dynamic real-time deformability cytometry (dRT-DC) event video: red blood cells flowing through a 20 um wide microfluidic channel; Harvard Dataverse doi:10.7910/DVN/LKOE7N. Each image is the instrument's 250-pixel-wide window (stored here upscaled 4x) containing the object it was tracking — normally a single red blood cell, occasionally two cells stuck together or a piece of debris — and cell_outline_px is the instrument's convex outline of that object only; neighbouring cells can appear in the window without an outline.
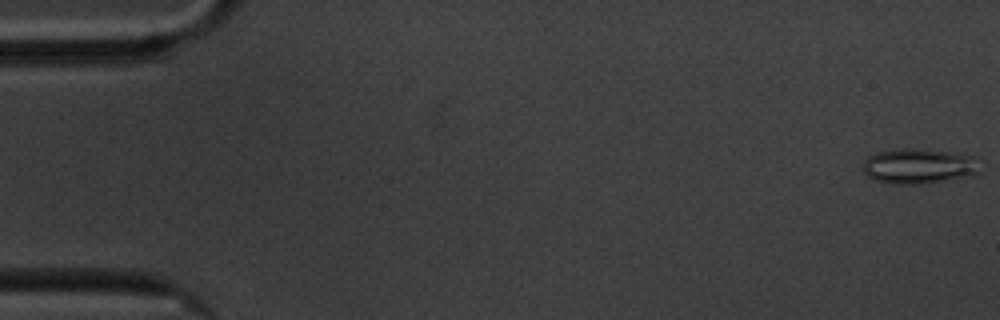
{"species": "common noctule bat (a hibernating species)", "species_latin": "Nyctalus noctula", "temperature_condition": "cold", "stored_images_in_passage": 59, "camera_frame_rate_fps": 3000, "um_per_image_px": 0.085, "animal": {"sex": "male", "body_mass_g": 20.1, "forearm_length_mm": 53.5}, "frame": {"image": 1, "passage_image": 1, "time_ms": 0.0, "image_size_px": [1000, 320], "cell_outline_px": [[980, 172], [972, 176], [920, 184], [892, 184], [876, 180], [868, 176], [864, 172], [864, 160], [868, 156], [880, 152], [904, 148], [916, 148], [960, 152], [972, 156]], "centroid_in_image_um": [78.11, 14.11], "position_along_channel_um": 6.9, "area_um2": 23.99}}
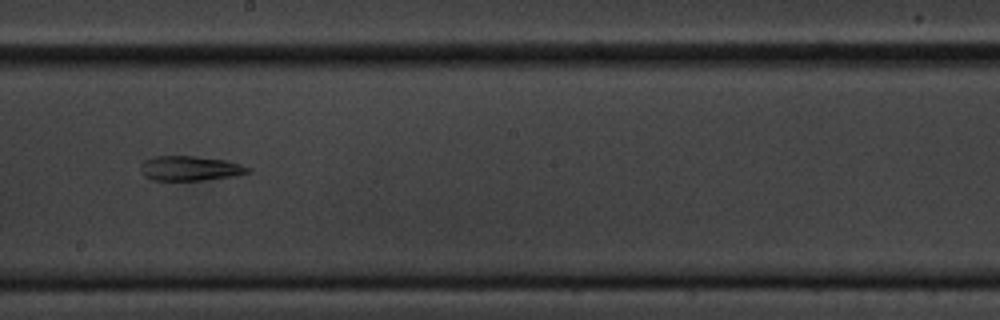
{"frame": {"image": 2, "passage_image": 33, "time_ms": 10.667, "image_size_px": [1000, 320], "cell_outline_px": [[252, 172], [240, 176], [204, 180], [152, 180], [144, 176], [140, 172], [140, 164], [144, 160], [152, 156], [192, 156], [228, 160], [252, 168]], "centroid_in_image_um": [16.19, 14.31], "position_along_channel_um": 232.0, "area_um2": 15.9}}
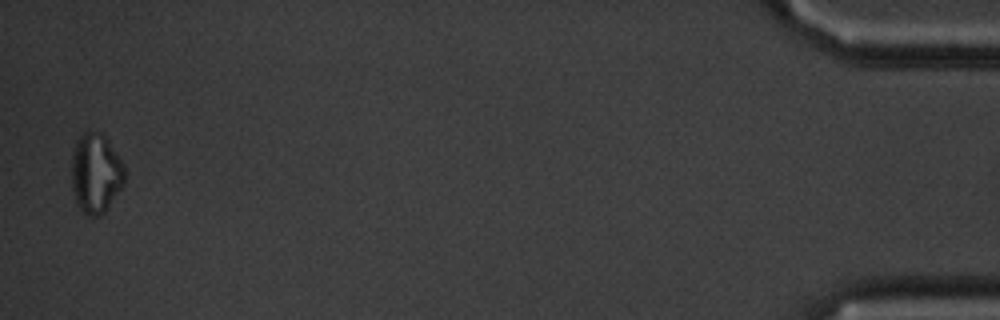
{"frame": {"image": 3, "passage_image": 58, "time_ms": 19.0, "image_size_px": [1000, 320], "cell_outline_px": [[124, 184], [104, 212], [100, 216], [88, 216], [76, 204], [72, 192], [72, 152], [76, 140], [84, 132], [100, 132], [108, 140], [124, 164]], "centroid_in_image_um": [8.13, 14.73], "position_along_channel_um": 427.1, "area_um2": 24.68}, "authors_computed_cell_mechanics": {"area_um2": 20.2878, "velocity_mm_per_s": 3.4097, "shape_relaxation_time_tau1_ms": null, "shape_relaxation_time_tau2_ms": 5.8075, "deformation_change_tau1": null, "deformation_change_tau2": 0.1593}}